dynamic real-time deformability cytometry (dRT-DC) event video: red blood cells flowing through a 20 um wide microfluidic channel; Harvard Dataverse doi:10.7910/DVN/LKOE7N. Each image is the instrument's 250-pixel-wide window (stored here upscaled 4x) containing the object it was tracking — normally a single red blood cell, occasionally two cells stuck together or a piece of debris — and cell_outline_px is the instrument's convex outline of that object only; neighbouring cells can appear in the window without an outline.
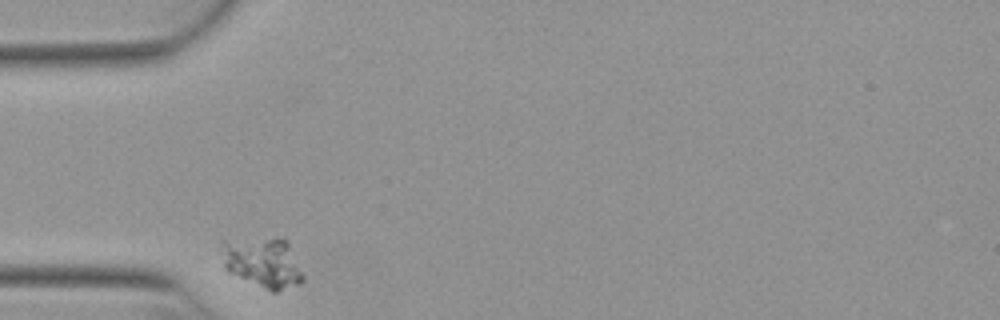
{"species": "Egyptian fruit bat (a non-hibernating species)", "species_latin": "Rousettus aegyptiacus", "temperature_condition": "warm", "stored_images_in_passage": 29, "camera_frame_rate_fps": 3000, "um_per_image_px": 0.085, "animal": {"sex": "female"}, "frame": {"image": 1, "passage_image": 1, "time_ms": 0.0, "image_size_px": [1000, 320], "cell_outline_px": [[304, 280], [300, 284], [276, 292], [272, 292], [228, 272], [224, 268], [220, 244], [224, 240], [288, 240], [304, 276]], "centroid_in_image_um": [22.34, 22.36], "position_along_channel_um": 62.7, "area_um2": 23.58}}
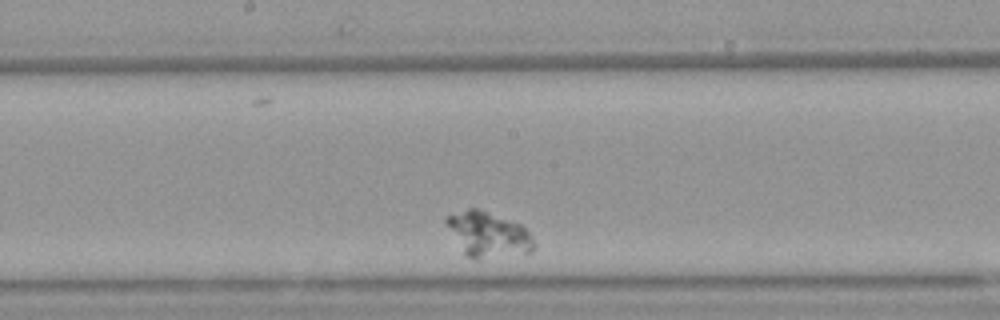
{"frame": {"image": 2, "passage_image": 15, "time_ms": 4.667, "image_size_px": [1000, 320], "cell_outline_px": [[536, 244], [528, 252], [480, 260], [476, 260], [464, 256], [444, 220], [444, 216], [468, 208], [476, 208], [488, 212], [520, 224], [532, 236]], "centroid_in_image_um": [41.44, 19.94], "position_along_channel_um": 206.8, "area_um2": 23.12}}
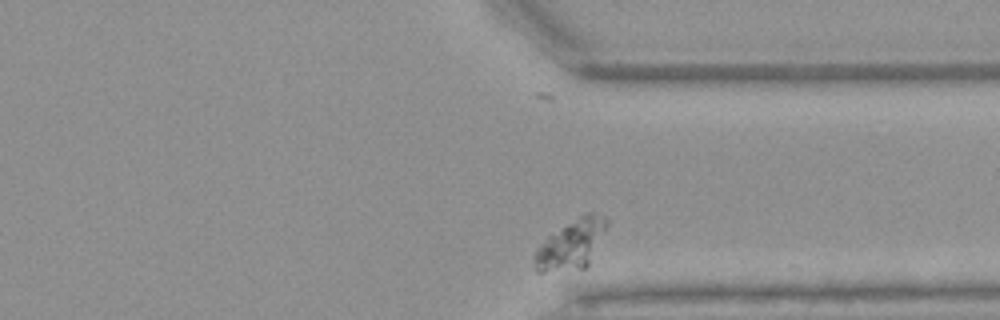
{"frame": {"image": 3, "passage_image": 29, "time_ms": 9.333, "image_size_px": [1000, 320], "cell_outline_px": [[608, 224], [588, 268], [544, 272], [536, 272], [532, 256], [536, 248], [548, 236], [584, 212], [588, 212], [604, 216], [608, 220]], "centroid_in_image_um": [48.55, 20.79], "position_along_channel_um": 362.9, "area_um2": 21.04}}